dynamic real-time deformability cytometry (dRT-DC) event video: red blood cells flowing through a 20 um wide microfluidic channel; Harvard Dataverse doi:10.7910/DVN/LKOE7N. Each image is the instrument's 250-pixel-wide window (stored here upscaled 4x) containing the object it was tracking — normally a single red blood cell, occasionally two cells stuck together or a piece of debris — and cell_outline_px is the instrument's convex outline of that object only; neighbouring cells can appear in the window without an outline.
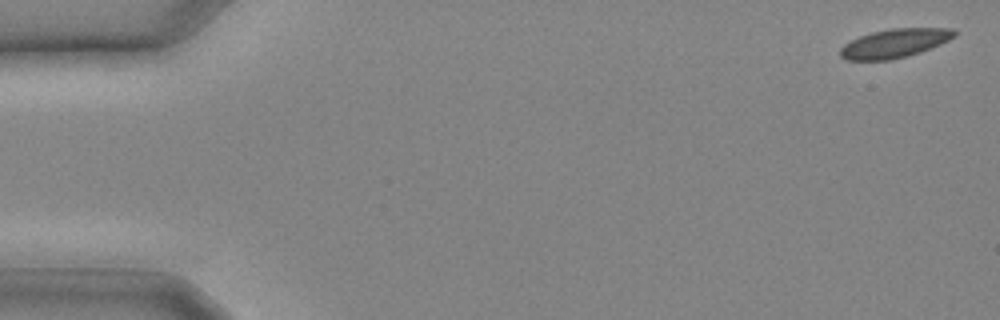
{"species": "common noctule bat (a hibernating species)", "species_latin": "Nyctalus noctula", "temperature_condition": "cold", "stored_images_in_passage": 8, "camera_frame_rate_fps": 3000, "um_per_image_px": 0.085, "animal": {"sex": "male", "body_mass_g": 20.4}, "frame": {"image": 1, "passage_image": 1, "time_ms": 0.0, "image_size_px": [1000, 320], "cell_outline_px": [[956, 36], [940, 44], [920, 52], [908, 56], [888, 60], [848, 60], [840, 56], [840, 48], [844, 44], [860, 36], [872, 32], [888, 28], [952, 28], [956, 32]], "centroid_in_image_um": [76.04, 3.67], "position_along_channel_um": 9.0, "area_um2": 19.13}}